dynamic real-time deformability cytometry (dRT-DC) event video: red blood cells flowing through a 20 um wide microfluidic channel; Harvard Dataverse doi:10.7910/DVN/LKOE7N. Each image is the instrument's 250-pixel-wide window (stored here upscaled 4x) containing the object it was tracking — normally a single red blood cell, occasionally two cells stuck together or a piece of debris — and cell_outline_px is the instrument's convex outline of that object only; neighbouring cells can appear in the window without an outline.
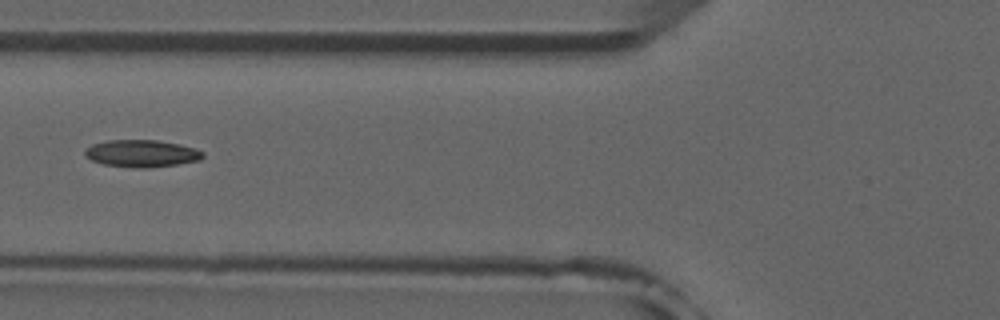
{"species": "common noctule bat (a hibernating species)", "species_latin": "Nyctalus noctula", "temperature_condition": "room temperature", "stored_images_in_passage": 6, "camera_frame_rate_fps": 3000, "um_per_image_px": 0.085, "animal": {"sex": "male", "forearm_length_mm": 52.5}, "frame": {"image": 1, "passage_image": 6, "time_ms": 5.667, "image_size_px": [1000, 320], "cell_outline_px": [[204, 156], [200, 160], [176, 164], [144, 168], [140, 168], [104, 164], [92, 160], [84, 156], [84, 152], [92, 144], [108, 140], [156, 140], [180, 144], [196, 148], [204, 152]], "centroid_in_image_um": [12.06, 13.03], "position_along_channel_um": 113.7, "area_um2": 18.55}}